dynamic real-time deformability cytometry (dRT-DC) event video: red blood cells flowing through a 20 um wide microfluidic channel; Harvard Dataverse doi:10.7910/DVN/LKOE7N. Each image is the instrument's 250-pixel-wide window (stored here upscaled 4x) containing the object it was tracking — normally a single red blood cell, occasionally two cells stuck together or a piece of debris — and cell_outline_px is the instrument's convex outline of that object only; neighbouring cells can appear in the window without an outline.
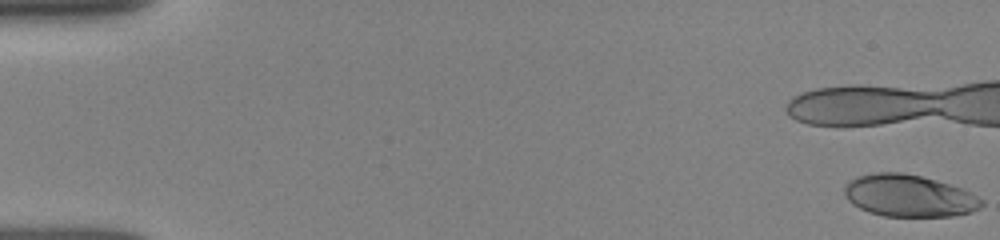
{"species": "human", "species_latin": "Homo sapiens", "temperature_condition": "room temperature", "stored_images_in_passage": 16, "camera_frame_rate_fps": 3000, "um_per_image_px": 0.085, "donor": {"sex": "female"}, "frame": {"image": 1, "passage_image": 1, "time_ms": 0.0, "image_size_px": [1000, 240], "cell_outline_px": [[984, 204], [980, 208], [972, 212], [952, 216], [884, 216], [868, 212], [852, 204], [844, 196], [844, 188], [848, 180], [856, 176], [876, 172], [904, 172], [936, 180], [960, 188], [984, 200]], "centroid_in_image_um": [77.23, 16.64], "position_along_channel_um": 7.8, "area_um2": 33.7}}